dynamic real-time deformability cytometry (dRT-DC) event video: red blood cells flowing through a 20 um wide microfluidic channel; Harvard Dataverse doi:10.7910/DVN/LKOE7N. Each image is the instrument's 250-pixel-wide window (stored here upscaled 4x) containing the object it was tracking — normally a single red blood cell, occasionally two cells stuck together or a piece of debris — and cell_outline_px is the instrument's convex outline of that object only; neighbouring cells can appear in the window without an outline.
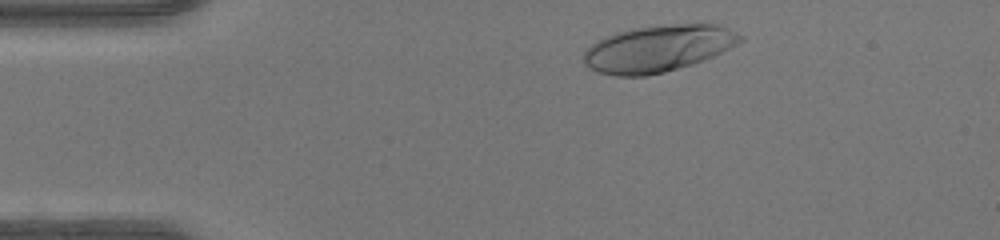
{"species": "human", "species_latin": "Homo sapiens", "temperature_condition": "warm", "stored_images_in_passage": 34, "camera_frame_rate_fps": 3000, "um_per_image_px": 0.085, "donor": {"sex": "female"}, "frame": {"image": 1, "passage_image": 2, "time_ms": 0.333, "image_size_px": [1000, 240], "cell_outline_px": [[744, 40], [712, 56], [692, 64], [664, 72], [648, 76], [616, 76], [600, 72], [584, 64], [584, 52], [596, 40], [604, 36], [616, 32], [632, 28], [672, 24], [716, 24], [728, 28], [744, 36]], "centroid_in_image_um": [55.93, 4.12], "position_along_channel_um": 29.1, "area_um2": 42.37}}
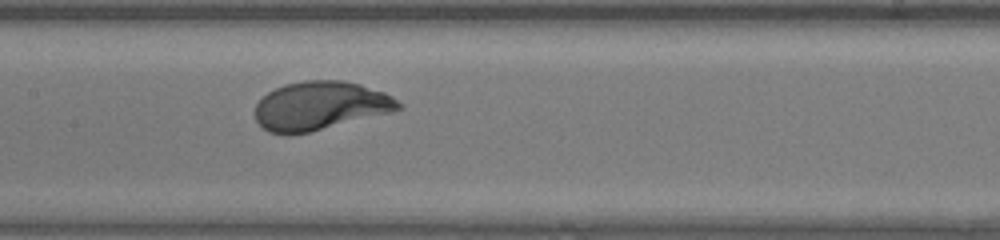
{"frame": {"image": 2, "passage_image": 17, "time_ms": 5.333, "image_size_px": [1000, 240], "cell_outline_px": [[404, 108], [392, 112], [308, 132], [288, 136], [268, 132], [256, 120], [256, 104], [268, 92], [284, 84], [304, 80], [344, 80], [360, 84], [384, 92], [392, 96], [404, 104]], "centroid_in_image_um": [27.24, 8.99], "position_along_channel_um": 180.2, "area_um2": 40.75}}
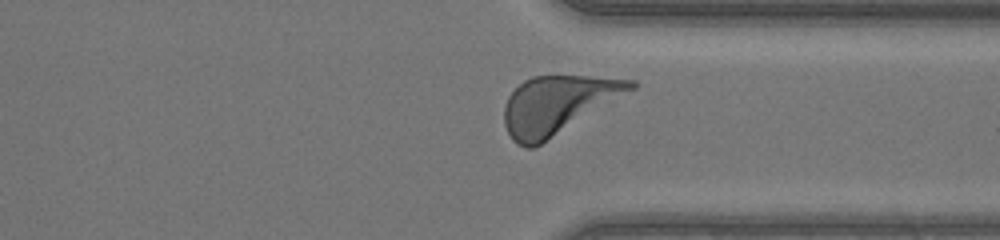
{"frame": {"image": 3, "passage_image": 30, "time_ms": 9.667, "image_size_px": [1000, 240], "cell_outline_px": [[636, 88], [540, 144], [532, 148], [524, 148], [516, 144], [512, 140], [504, 124], [504, 104], [508, 96], [524, 80], [532, 76], [588, 76], [636, 80]], "centroid_in_image_um": [47.36, 8.9], "position_along_channel_um": 364.0, "area_um2": 42.25}, "authors_computed_cell_mechanics": {"area_um2": 40.8646, "velocity_mm_per_s": 4.2338, "shape_relaxation_time_tau1_ms": 2.0202, "shape_relaxation_time_tau2_ms": null, "deformation_change_tau1": 0.1752, "deformation_change_tau2": null}}